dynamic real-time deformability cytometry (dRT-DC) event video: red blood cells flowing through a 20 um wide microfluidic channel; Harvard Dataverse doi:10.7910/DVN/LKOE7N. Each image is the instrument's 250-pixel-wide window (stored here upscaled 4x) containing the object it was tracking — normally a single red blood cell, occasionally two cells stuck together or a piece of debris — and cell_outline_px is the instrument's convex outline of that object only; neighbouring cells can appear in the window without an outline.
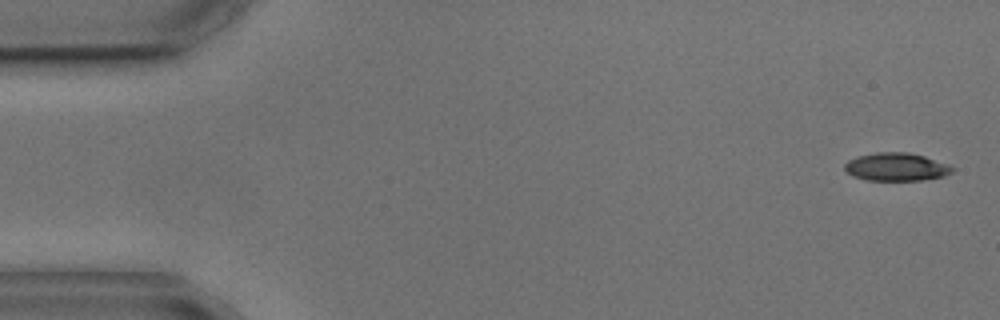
{"species": "common noctule bat (a hibernating species)", "species_latin": "Nyctalus noctula", "temperature_condition": "cold", "stored_images_in_passage": 5, "camera_frame_rate_fps": 3000, "um_per_image_px": 0.085, "animal": {"sex": "male", "body_mass_g": 17.9, "forearm_length_mm": 54.2}, "frame": {"image": 1, "passage_image": 1, "time_ms": 0.0, "image_size_px": [1000, 320], "cell_outline_px": [[956, 168], [952, 172], [944, 176], [920, 180], [868, 180], [852, 176], [844, 168], [844, 164], [848, 160], [856, 156], [876, 152], [908, 152], [924, 156], [948, 164]], "centroid_in_image_um": [76.18, 14.18], "position_along_channel_um": 8.8, "area_um2": 17.63}}
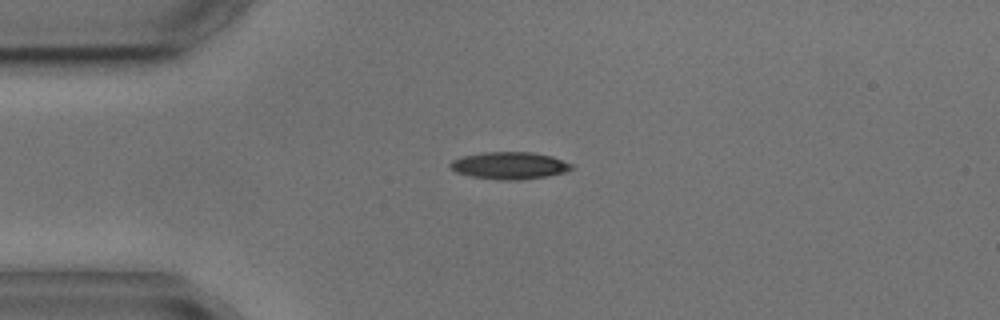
{"frame": {"image": 2, "passage_image": 4, "time_ms": 3.667, "image_size_px": [1000, 320], "cell_outline_px": [[572, 168], [564, 172], [548, 176], [520, 180], [500, 180], [472, 176], [456, 172], [448, 164], [452, 160], [464, 156], [484, 152], [532, 152], [552, 156], [572, 164]], "centroid_in_image_um": [43.31, 14.07], "position_along_channel_um": 41.7, "area_um2": 19.07}}